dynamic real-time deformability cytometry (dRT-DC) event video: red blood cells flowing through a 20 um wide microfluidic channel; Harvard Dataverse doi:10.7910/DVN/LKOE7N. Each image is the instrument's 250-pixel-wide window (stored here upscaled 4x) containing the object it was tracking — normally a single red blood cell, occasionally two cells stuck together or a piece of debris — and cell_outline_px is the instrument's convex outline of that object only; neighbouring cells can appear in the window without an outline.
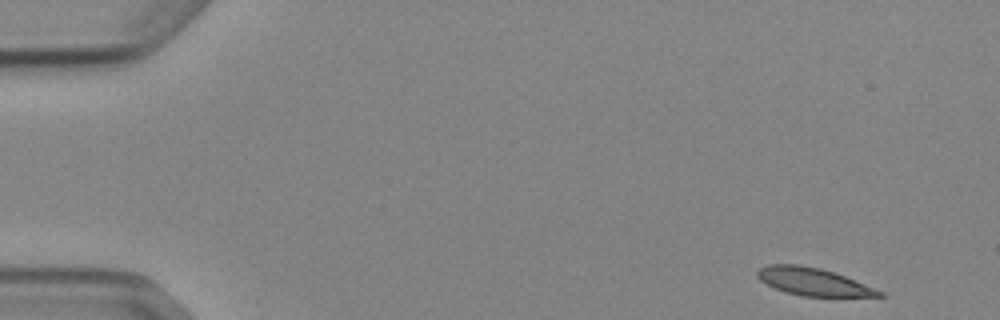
{"species": "Egyptian fruit bat (a non-hibernating species)", "species_latin": "Rousettus aegyptiacus", "temperature_condition": "cold", "stored_images_in_passage": 5, "camera_frame_rate_fps": 3000, "um_per_image_px": 0.085, "animal": {"sex": "female"}, "frame": {"image": 1, "passage_image": 1, "time_ms": 0.0, "image_size_px": [1000, 320], "cell_outline_px": [[884, 296], [804, 296], [788, 292], [776, 288], [760, 280], [756, 276], [756, 272], [760, 268], [768, 264], [800, 264], [820, 268], [844, 276], [884, 292]], "centroid_in_image_um": [69.09, 23.93], "position_along_channel_um": 15.9, "area_um2": 19.19}}
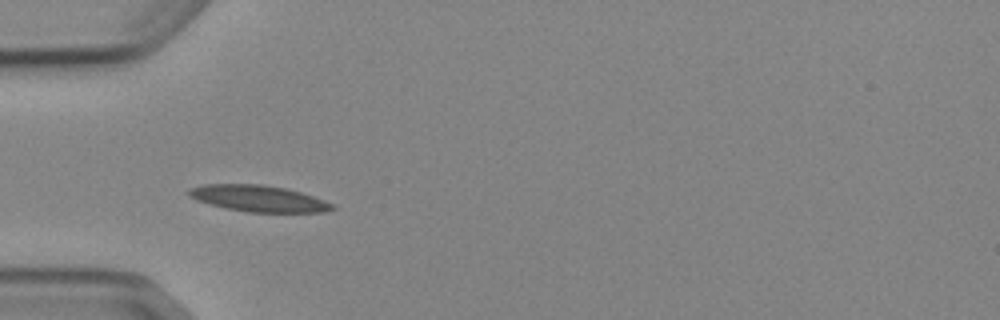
{"frame": {"image": 2, "passage_image": 4, "time_ms": 4.333, "image_size_px": [1000, 320], "cell_outline_px": [[336, 208], [324, 212], [248, 212], [224, 208], [196, 200], [188, 196], [188, 188], [204, 184], [260, 184], [284, 188], [300, 192], [324, 200], [332, 204]], "centroid_in_image_um": [21.93, 16.87], "position_along_channel_um": 63.1, "area_um2": 21.96}}
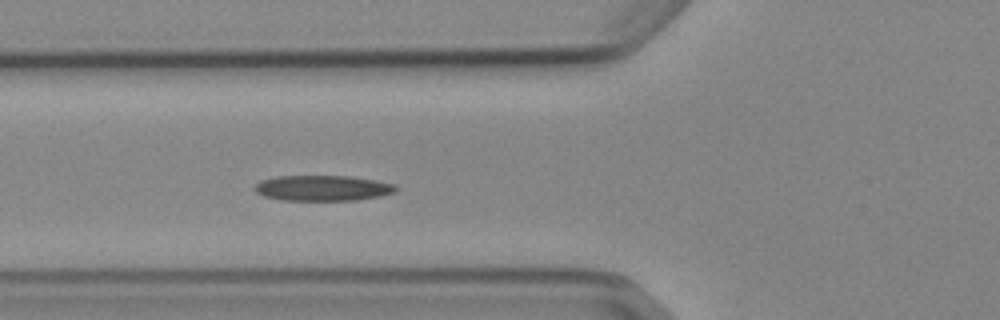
{"frame": {"image": 3, "passage_image": 5, "time_ms": 5.333, "image_size_px": [1000, 320], "cell_outline_px": [[400, 188], [396, 192], [380, 196], [356, 200], [280, 200], [264, 196], [256, 192], [256, 184], [260, 180], [276, 176], [348, 176], [376, 180], [396, 184]], "centroid_in_image_um": [27.47, 15.98], "position_along_channel_um": 98.3, "area_um2": 21.1}}